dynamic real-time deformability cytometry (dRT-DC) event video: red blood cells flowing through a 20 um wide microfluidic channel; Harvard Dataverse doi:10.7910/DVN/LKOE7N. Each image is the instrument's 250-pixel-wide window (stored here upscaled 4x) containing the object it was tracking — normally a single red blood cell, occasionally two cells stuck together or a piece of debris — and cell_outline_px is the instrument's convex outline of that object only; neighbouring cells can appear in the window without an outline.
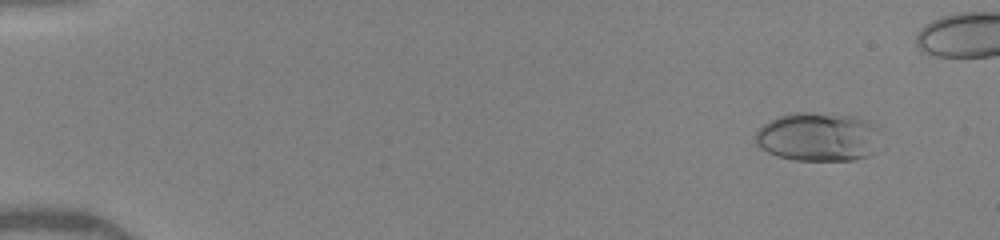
{"species": "human", "species_latin": "Homo sapiens", "temperature_condition": "warm", "stored_images_in_passage": 47, "camera_frame_rate_fps": 3000, "um_per_image_px": 0.085, "donor": {"sex": "female"}, "frame": {"image": 1, "passage_image": 5, "time_ms": 1.333, "image_size_px": [1000, 240], "cell_outline_px": [[880, 128], [876, 152], [868, 156], [852, 160], [792, 160], [776, 156], [760, 148], [756, 144], [756, 132], [768, 120], [776, 116], [792, 112], [808, 112], [856, 116], [868, 120], [876, 124]], "centroid_in_image_um": [69.57, 11.62], "position_along_channel_um": 15.4, "area_um2": 36.3}}
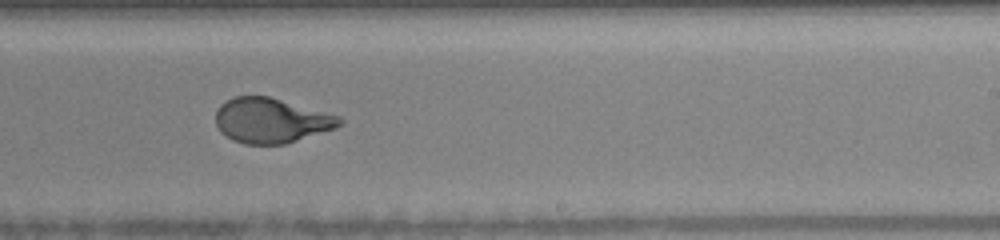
{"frame": {"image": 2, "passage_image": 33, "time_ms": 10.667, "image_size_px": [1000, 240], "cell_outline_px": [[344, 124], [336, 128], [284, 144], [244, 144], [232, 140], [220, 132], [216, 124], [216, 112], [220, 104], [236, 96], [268, 96], [340, 116], [344, 120]], "centroid_in_image_um": [23.05, 10.25], "position_along_channel_um": 265.9, "area_um2": 32.37}}
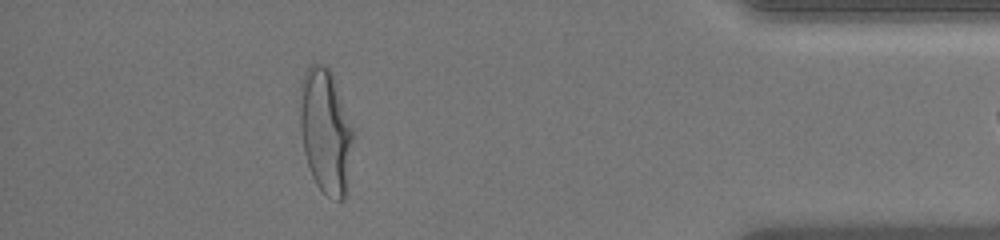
{"frame": {"image": 3, "passage_image": 46, "time_ms": 15.0, "image_size_px": [1000, 240], "cell_outline_px": [[356, 132], [344, 200], [336, 200], [328, 196], [316, 184], [312, 176], [304, 152], [300, 128], [300, 84], [304, 72], [312, 64], [320, 64], [328, 68], [332, 72]], "centroid_in_image_um": [27.71, 11.13], "position_along_channel_um": 407.5, "area_um2": 39.19}}